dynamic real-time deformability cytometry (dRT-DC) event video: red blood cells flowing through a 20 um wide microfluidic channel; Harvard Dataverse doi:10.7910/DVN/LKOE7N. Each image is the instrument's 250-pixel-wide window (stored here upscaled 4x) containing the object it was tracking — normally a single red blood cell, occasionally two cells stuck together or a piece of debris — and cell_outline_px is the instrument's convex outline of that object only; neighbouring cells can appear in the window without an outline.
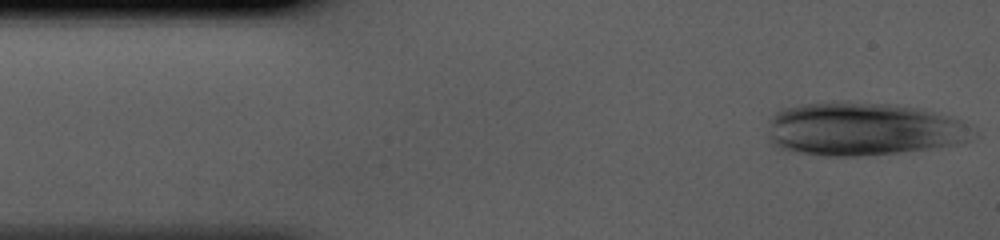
{"species": "human", "species_latin": "Homo sapiens", "temperature_condition": "cold", "stored_images_in_passage": 40, "camera_frame_rate_fps": 3000, "um_per_image_px": 0.085, "donor": {"sex": "male"}, "frame": {"image": 1, "passage_image": 1, "time_ms": 0.0, "image_size_px": [1000, 240], "cell_outline_px": [[980, 136], [964, 144], [932, 148], [860, 156], [824, 156], [788, 152], [776, 148], [768, 144], [768, 120], [780, 108], [800, 104], [832, 100], [848, 100], [896, 104], [924, 108], [952, 116], [968, 124]], "centroid_in_image_um": [73.36, 10.95], "position_along_channel_um": 11.6, "area_um2": 66.12}}
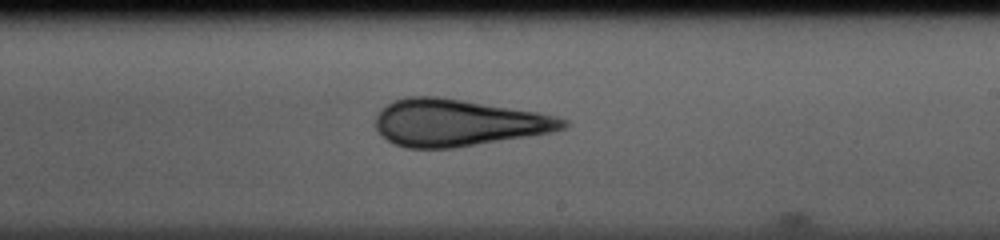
{"frame": {"image": 2, "passage_image": 23, "time_ms": 7.333, "image_size_px": [1000, 240], "cell_outline_px": [[568, 128], [556, 132], [456, 148], [404, 148], [388, 140], [376, 128], [376, 116], [380, 108], [396, 100], [408, 96], [436, 96], [536, 112], [556, 116], [568, 120]], "centroid_in_image_um": [38.97, 10.45], "position_along_channel_um": 250.0, "area_um2": 51.27}}
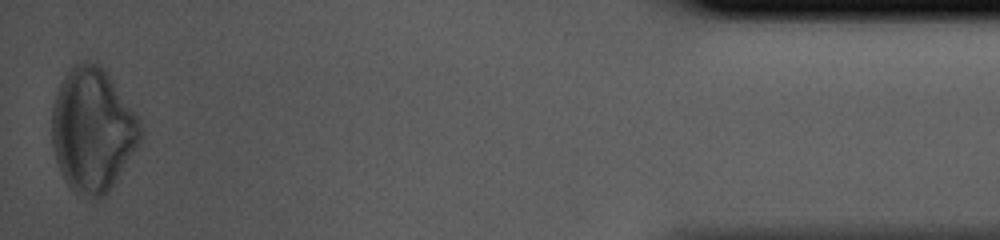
{"frame": {"image": 3, "passage_image": 40, "time_ms": 13.0, "image_size_px": [1000, 240], "cell_outline_px": [[144, 136], [140, 144], [112, 188], [104, 196], [92, 200], [72, 192], [64, 180], [56, 160], [52, 144], [52, 108], [60, 84], [64, 76], [76, 64], [84, 60], [100, 64], [104, 68], [140, 120], [144, 132]], "centroid_in_image_um": [7.89, 11.1], "position_along_channel_um": 427.3, "area_um2": 64.5}}